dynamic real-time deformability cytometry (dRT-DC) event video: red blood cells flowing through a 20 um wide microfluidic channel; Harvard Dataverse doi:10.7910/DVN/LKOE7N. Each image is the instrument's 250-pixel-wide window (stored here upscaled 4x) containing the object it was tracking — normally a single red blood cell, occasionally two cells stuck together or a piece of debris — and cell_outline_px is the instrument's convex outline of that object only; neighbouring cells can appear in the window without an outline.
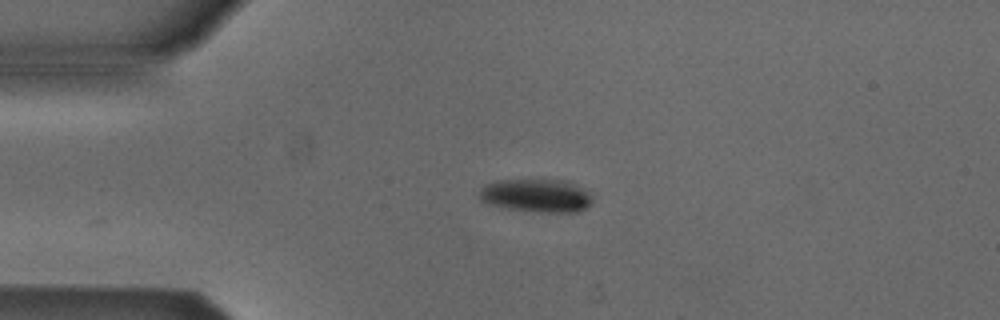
{"species": "Egyptian fruit bat (a non-hibernating species)", "species_latin": "Rousettus aegyptiacus", "temperature_condition": "cold", "stored_images_in_passage": 3, "camera_frame_rate_fps": 3000, "um_per_image_px": 0.085, "animal": {"sex": "male"}, "frame": {"image": 1, "passage_image": 3, "time_ms": 2.333, "image_size_px": [1000, 320], "cell_outline_px": [[588, 204], [584, 208], [576, 212], [536, 212], [508, 208], [488, 204], [480, 200], [480, 188], [484, 184], [500, 180], [568, 180], [576, 184], [588, 196]], "centroid_in_image_um": [45.49, 16.62], "position_along_channel_um": 39.5, "area_um2": 21.44}}